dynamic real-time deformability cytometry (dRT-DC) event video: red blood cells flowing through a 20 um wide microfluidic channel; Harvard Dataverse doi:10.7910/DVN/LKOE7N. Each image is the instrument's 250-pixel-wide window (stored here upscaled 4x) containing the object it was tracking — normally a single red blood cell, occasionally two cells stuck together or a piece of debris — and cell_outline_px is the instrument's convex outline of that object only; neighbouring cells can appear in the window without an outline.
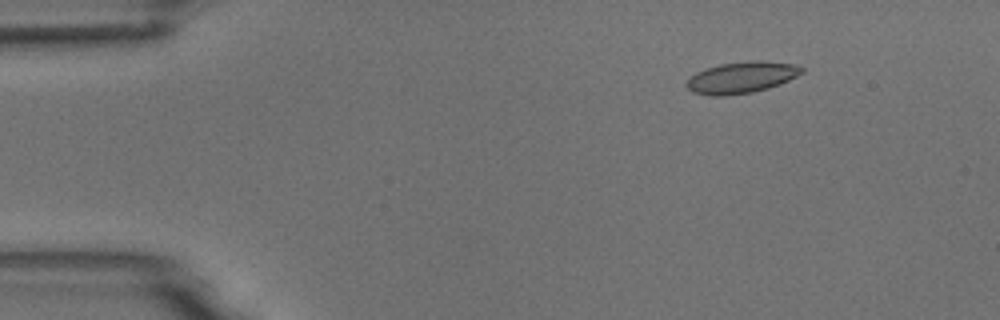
{"species": "common noctule bat (a hibernating species)", "species_latin": "Nyctalus noctula", "temperature_condition": "room temperature", "stored_images_in_passage": 8, "camera_frame_rate_fps": 3000, "um_per_image_px": 0.085, "animal": {"sex": "male", "body_mass_g": 18.8}, "frame": {"image": 1, "passage_image": 2, "time_ms": 1.333, "image_size_px": [1000, 320], "cell_outline_px": [[804, 72], [780, 84], [768, 88], [752, 92], [724, 96], [708, 96], [692, 92], [684, 84], [696, 72], [704, 68], [720, 64], [752, 60], [764, 60], [796, 64], [804, 68]], "centroid_in_image_um": [63.03, 6.58], "position_along_channel_um": 22.0, "area_um2": 21.33}}
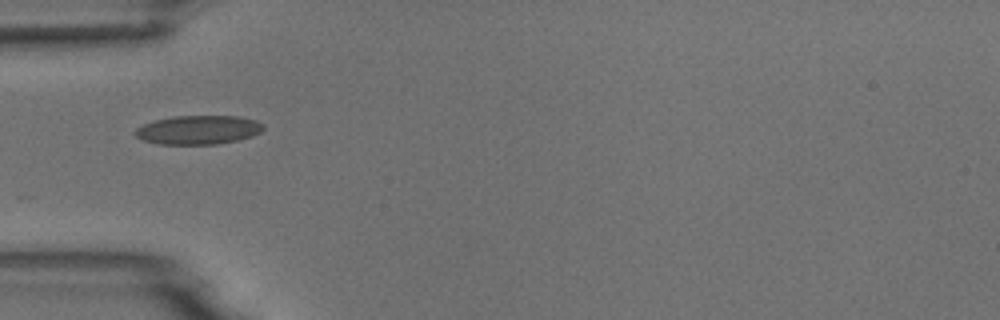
{"frame": {"image": 2, "passage_image": 5, "time_ms": 4.667, "image_size_px": [1000, 320], "cell_outline_px": [[264, 128], [260, 132], [252, 136], [236, 140], [216, 144], [160, 144], [144, 140], [136, 136], [132, 132], [136, 128], [144, 124], [156, 120], [172, 116], [240, 116], [256, 120], [264, 124]], "centroid_in_image_um": [16.86, 11.03], "position_along_channel_um": 68.1, "area_um2": 21.56}}